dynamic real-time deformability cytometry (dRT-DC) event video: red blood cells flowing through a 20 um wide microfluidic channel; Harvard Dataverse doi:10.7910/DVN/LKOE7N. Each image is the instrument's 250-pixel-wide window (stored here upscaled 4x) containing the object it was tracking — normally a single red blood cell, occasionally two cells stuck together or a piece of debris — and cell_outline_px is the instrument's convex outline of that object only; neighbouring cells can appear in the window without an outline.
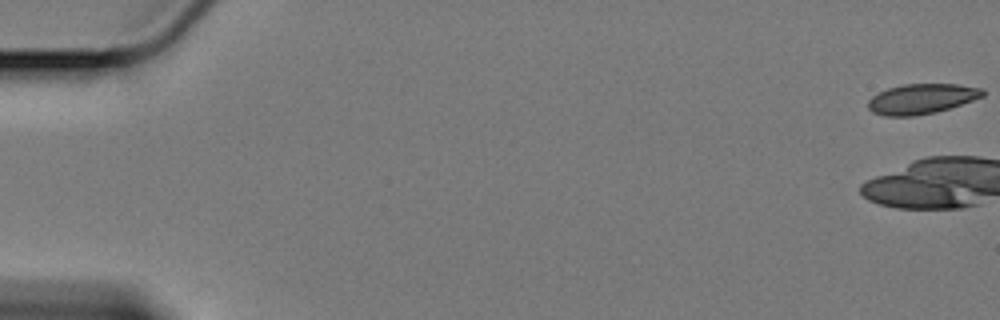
{"species": "Egyptian fruit bat (a non-hibernating species)", "species_latin": "Rousettus aegyptiacus", "temperature_condition": "cold", "stored_images_in_passage": 6, "camera_frame_rate_fps": 3000, "um_per_image_px": 0.085, "animal": {"sex": "female"}, "frame": {"image": 1, "passage_image": 1, "time_ms": 0.0, "image_size_px": [1000, 320], "cell_outline_px": [[984, 96], [936, 112], [912, 116], [884, 116], [872, 112], [868, 108], [868, 100], [872, 96], [888, 88], [904, 84], [956, 84], [984, 88]], "centroid_in_image_um": [78.32, 8.4], "position_along_channel_um": 6.7, "area_um2": 20.0}}